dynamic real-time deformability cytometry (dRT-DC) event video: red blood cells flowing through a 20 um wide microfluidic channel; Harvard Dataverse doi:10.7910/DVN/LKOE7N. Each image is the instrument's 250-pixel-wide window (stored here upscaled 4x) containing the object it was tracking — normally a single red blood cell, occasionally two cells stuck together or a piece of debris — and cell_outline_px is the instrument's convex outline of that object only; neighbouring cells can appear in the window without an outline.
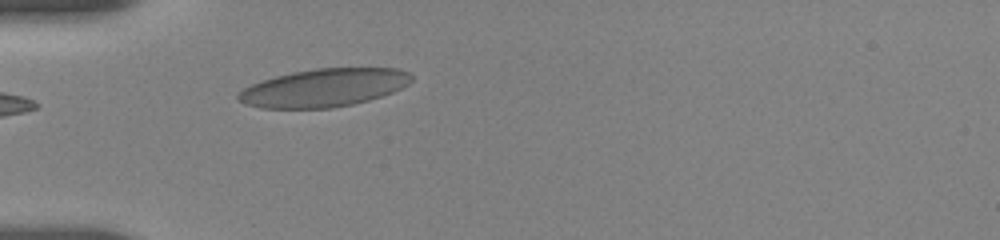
{"species": "human", "species_latin": "Homo sapiens", "temperature_condition": "room temperature", "stored_images_in_passage": 3, "camera_frame_rate_fps": 3000, "um_per_image_px": 0.085, "donor": {"sex": "female"}, "frame": {"image": 1, "passage_image": 3, "time_ms": 2.333, "image_size_px": [1000, 240], "cell_outline_px": [[412, 80], [408, 84], [392, 92], [368, 100], [352, 104], [332, 108], [260, 108], [244, 104], [236, 100], [236, 92], [252, 84], [276, 76], [292, 72], [316, 68], [396, 68], [408, 72], [412, 76]], "centroid_in_image_um": [27.49, 7.46], "position_along_channel_um": 57.5, "area_um2": 38.38}}